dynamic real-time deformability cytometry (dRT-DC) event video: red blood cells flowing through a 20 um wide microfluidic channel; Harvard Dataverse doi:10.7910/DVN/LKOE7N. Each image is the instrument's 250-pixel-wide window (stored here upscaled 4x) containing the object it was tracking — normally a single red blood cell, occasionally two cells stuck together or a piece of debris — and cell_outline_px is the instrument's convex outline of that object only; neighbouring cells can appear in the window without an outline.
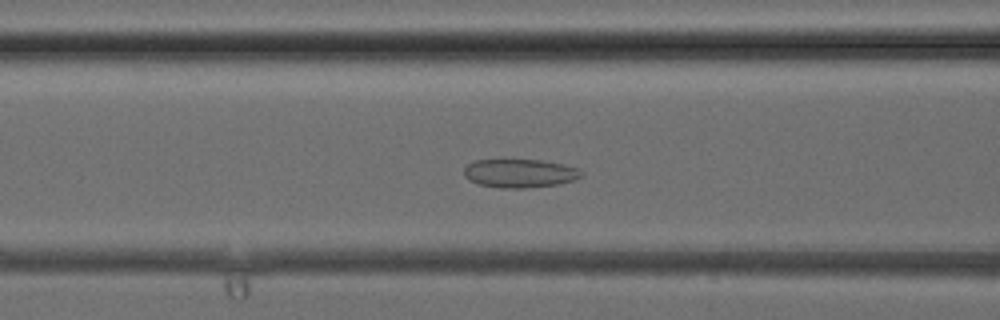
{"species": "common noctule bat (a hibernating species)", "species_latin": "Nyctalus noctula", "temperature_condition": "cold", "stored_images_in_passage": 39, "camera_frame_rate_fps": 3000, "um_per_image_px": 0.085, "animal": {"sex": "female", "body_mass_g": 24.6, "forearm_length_mm": 56.2}, "frame": {"image": 1, "passage_image": 16, "time_ms": 5.0, "image_size_px": [1000, 320], "cell_outline_px": [[580, 176], [576, 180], [560, 184], [524, 188], [500, 188], [480, 184], [468, 180], [464, 176], [464, 168], [468, 164], [476, 160], [540, 160], [564, 164], [576, 168], [580, 172]], "centroid_in_image_um": [44.16, 14.73], "position_along_channel_um": 122.4, "area_um2": 19.42}}
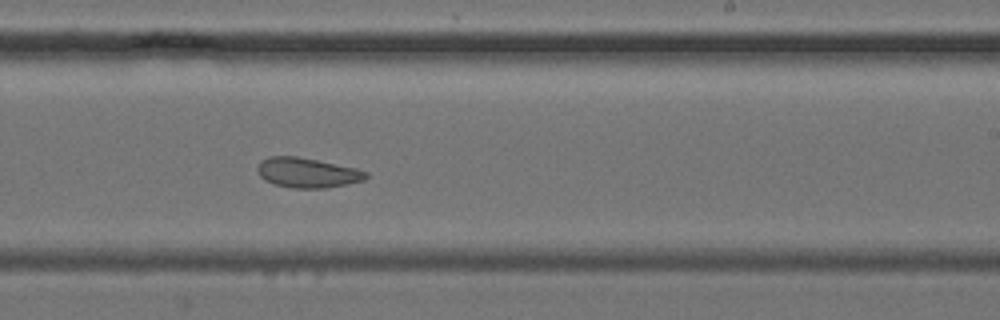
{"frame": {"image": 2, "passage_image": 24, "time_ms": 7.667, "image_size_px": [1000, 320], "cell_outline_px": [[368, 176], [364, 180], [348, 184], [328, 188], [292, 188], [276, 184], [264, 180], [260, 176], [256, 168], [260, 160], [268, 156], [296, 156], [356, 168], [368, 172]], "centroid_in_image_um": [26.11, 14.68], "position_along_channel_um": 262.9, "area_um2": 18.96}}
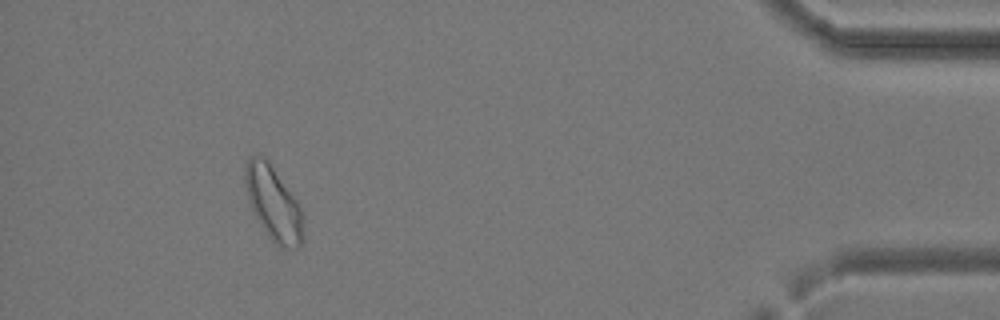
{"frame": {"image": 3, "passage_image": 36, "time_ms": 11.667, "image_size_px": [1000, 320], "cell_outline_px": [[304, 240], [300, 248], [288, 248], [276, 244], [268, 236], [260, 224], [248, 200], [244, 184], [244, 168], [248, 156], [264, 156], [296, 200], [300, 208], [304, 220]], "centroid_in_image_um": [23.24, 17.31], "position_along_channel_um": 412.0, "area_um2": 25.03}}